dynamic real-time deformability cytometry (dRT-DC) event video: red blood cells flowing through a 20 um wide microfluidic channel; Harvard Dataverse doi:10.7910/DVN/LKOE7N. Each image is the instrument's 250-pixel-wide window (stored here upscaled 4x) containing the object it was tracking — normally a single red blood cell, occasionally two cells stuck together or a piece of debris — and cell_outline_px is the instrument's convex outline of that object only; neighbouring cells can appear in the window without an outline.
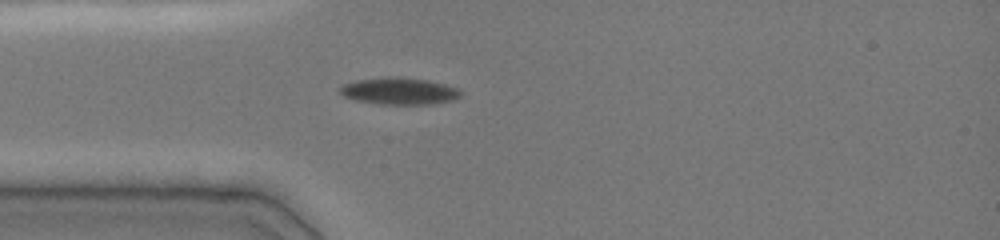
{"species": "common noctule bat (a hibernating species)", "species_latin": "Nyctalus noctula", "temperature_condition": "cold", "stored_images_in_passage": 3, "camera_frame_rate_fps": 3000, "um_per_image_px": 0.085, "animal": {"sex": "female", "body_mass_g": 19.0, "forearm_length_mm": 51.5}, "frame": {"image": 1, "passage_image": 1, "time_ms": 0.0, "image_size_px": [1000, 240], "cell_outline_px": [[460, 96], [452, 100], [432, 104], [380, 104], [356, 100], [344, 96], [340, 92], [340, 88], [344, 84], [356, 80], [388, 76], [428, 80], [444, 84], [456, 88], [460, 92]], "centroid_in_image_um": [33.91, 7.74], "position_along_channel_um": 51.1, "area_um2": 18.67}}